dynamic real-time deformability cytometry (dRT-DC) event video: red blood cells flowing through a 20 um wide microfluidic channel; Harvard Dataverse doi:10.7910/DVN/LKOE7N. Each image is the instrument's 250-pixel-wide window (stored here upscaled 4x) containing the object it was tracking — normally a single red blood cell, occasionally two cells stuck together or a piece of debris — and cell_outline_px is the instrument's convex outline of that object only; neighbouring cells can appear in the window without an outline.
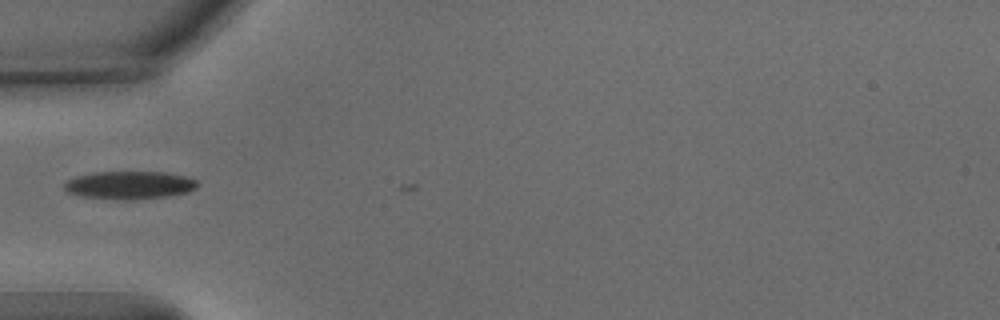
{"species": "common noctule bat (a hibernating species)", "species_latin": "Nyctalus noctula", "temperature_condition": "warm", "stored_images_in_passage": 4, "camera_frame_rate_fps": 3000, "um_per_image_px": 0.085, "animal": {"sex": "male", "body_mass_g": 15.6}, "frame": {"image": 1, "passage_image": 3, "time_ms": 0.667, "image_size_px": [1000, 320], "cell_outline_px": [[200, 184], [196, 188], [188, 192], [168, 196], [120, 200], [80, 196], [68, 192], [64, 188], [64, 184], [68, 180], [76, 176], [92, 172], [168, 172], [184, 176], [196, 180]], "centroid_in_image_um": [11.01, 15.73], "position_along_channel_um": 74.0, "area_um2": 21.68}}